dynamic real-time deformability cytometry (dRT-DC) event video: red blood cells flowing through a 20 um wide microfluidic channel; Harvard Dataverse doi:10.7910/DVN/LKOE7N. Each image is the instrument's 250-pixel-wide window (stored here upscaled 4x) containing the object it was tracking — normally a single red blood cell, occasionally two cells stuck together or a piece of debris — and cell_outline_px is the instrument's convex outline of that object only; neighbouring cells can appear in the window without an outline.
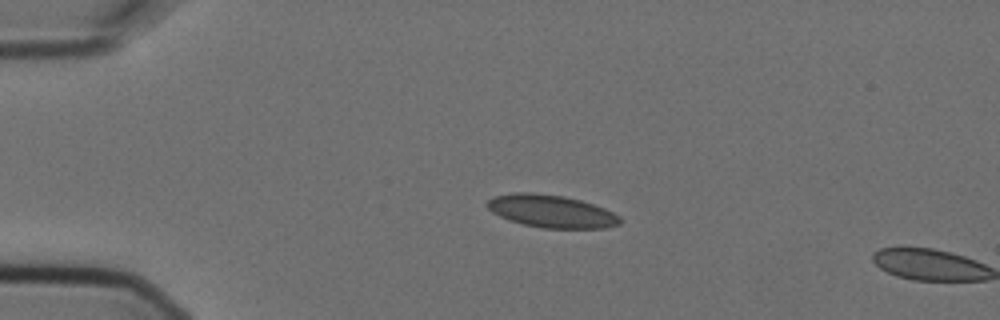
{"species": "Egyptian fruit bat (a non-hibernating species)", "species_latin": "Rousettus aegyptiacus", "temperature_condition": "cold", "stored_images_in_passage": 5, "camera_frame_rate_fps": 3000, "um_per_image_px": 0.085, "animal": {"sex": "female"}, "frame": {"image": 1, "passage_image": 4, "time_ms": 1.0, "image_size_px": [1000, 320], "cell_outline_px": [[624, 220], [620, 224], [604, 228], [544, 228], [524, 224], [508, 220], [492, 212], [484, 204], [488, 200], [496, 196], [512, 192], [532, 192], [564, 196], [580, 200], [604, 208], [620, 216]], "centroid_in_image_um": [46.87, 17.95], "position_along_channel_um": 38.1, "area_um2": 25.32}}